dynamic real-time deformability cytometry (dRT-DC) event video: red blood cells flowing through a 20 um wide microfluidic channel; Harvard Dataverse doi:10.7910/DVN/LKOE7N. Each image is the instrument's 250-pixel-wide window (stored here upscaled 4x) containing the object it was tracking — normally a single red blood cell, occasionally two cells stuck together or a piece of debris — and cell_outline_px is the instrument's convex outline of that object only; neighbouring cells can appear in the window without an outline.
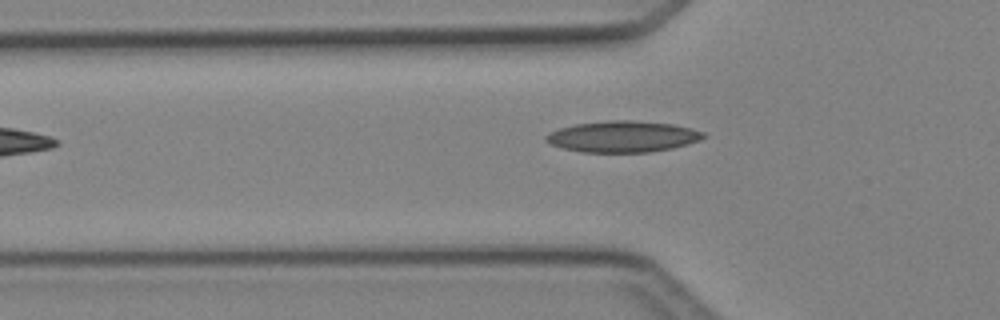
{"species": "Egyptian fruit bat (a non-hibernating species)", "species_latin": "Rousettus aegyptiacus", "temperature_condition": "cold", "stored_images_in_passage": 2, "camera_frame_rate_fps": 3000, "um_per_image_px": 0.085, "animal": {"sex": "female"}, "frame": {"image": 1, "passage_image": 2, "time_ms": 1.333, "image_size_px": [1000, 320], "cell_outline_px": [[708, 136], [700, 140], [688, 144], [672, 148], [648, 152], [580, 152], [564, 148], [552, 144], [544, 140], [544, 136], [548, 132], [560, 128], [576, 124], [608, 120], [632, 120], [672, 124], [692, 128], [704, 132]], "centroid_in_image_um": [52.95, 11.6], "position_along_channel_um": 72.9, "area_um2": 28.73}}